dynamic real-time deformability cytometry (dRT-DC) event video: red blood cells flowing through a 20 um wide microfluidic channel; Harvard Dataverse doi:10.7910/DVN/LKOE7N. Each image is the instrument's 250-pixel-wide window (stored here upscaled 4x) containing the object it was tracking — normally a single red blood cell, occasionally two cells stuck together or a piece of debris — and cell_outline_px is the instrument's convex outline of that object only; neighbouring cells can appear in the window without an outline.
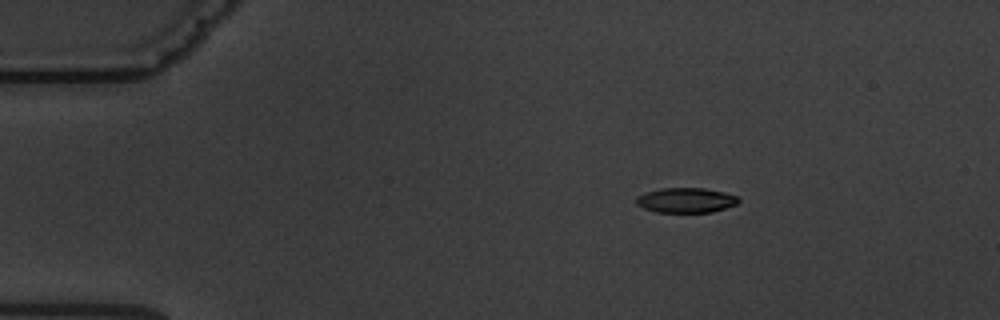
{"species": "common noctule bat (a hibernating species)", "species_latin": "Nyctalus noctula", "temperature_condition": "warm", "stored_images_in_passage": 5, "camera_frame_rate_fps": 3000, "um_per_image_px": 0.085, "animal": {"sex": "male", "body_mass_g": 19.5, "forearm_length_mm": 54.6}, "frame": {"image": 1, "passage_image": 1, "time_ms": 0.0, "image_size_px": [1000, 320], "cell_outline_px": [[740, 200], [736, 204], [712, 212], [656, 212], [644, 208], [636, 204], [636, 196], [644, 192], [660, 188], [704, 188], [724, 192], [736, 196]], "centroid_in_image_um": [58.26, 17.01], "position_along_channel_um": 26.7, "area_um2": 14.85}}
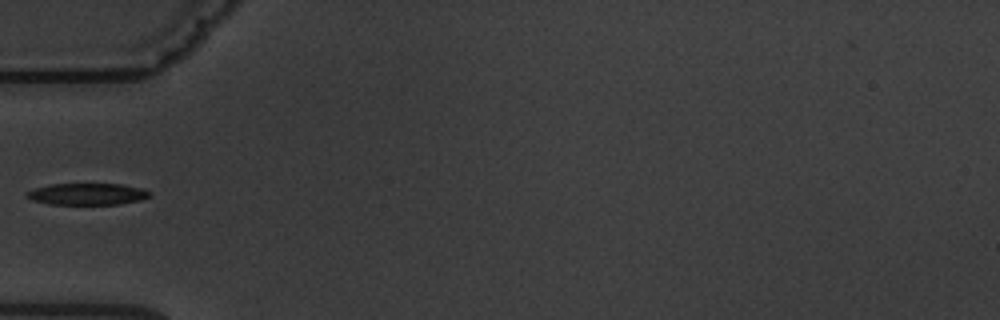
{"frame": {"image": 2, "passage_image": 4, "time_ms": 3.333, "image_size_px": [1000, 320], "cell_outline_px": [[148, 196], [140, 200], [120, 204], [48, 204], [32, 200], [24, 196], [24, 192], [36, 188], [52, 184], [120, 184], [140, 188], [148, 192]], "centroid_in_image_um": [7.33, 16.5], "position_along_channel_um": 77.7, "area_um2": 15.32}}